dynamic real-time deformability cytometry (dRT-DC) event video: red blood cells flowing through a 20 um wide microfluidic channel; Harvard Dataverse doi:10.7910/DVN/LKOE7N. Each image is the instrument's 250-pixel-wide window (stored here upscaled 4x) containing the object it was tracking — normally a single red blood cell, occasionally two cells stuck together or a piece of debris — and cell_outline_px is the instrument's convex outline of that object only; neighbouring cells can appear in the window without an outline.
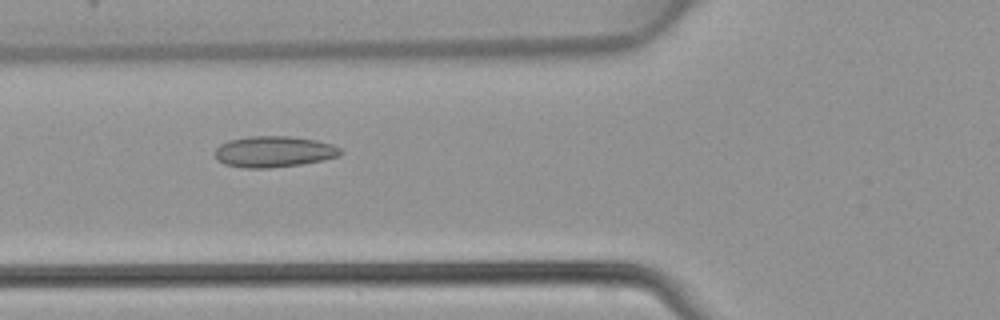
{"species": "common noctule bat (a hibernating species)", "species_latin": "Nyctalus noctula", "temperature_condition": "warm", "stored_images_in_passage": 46, "camera_frame_rate_fps": 3000, "um_per_image_px": 0.085, "animal": {"sex": "female", "body_mass_g": 22.7, "forearm_length_mm": 54.2}, "frame": {"image": 1, "passage_image": 17, "time_ms": 5.333, "image_size_px": [1000, 320], "cell_outline_px": [[344, 152], [340, 156], [324, 160], [300, 164], [272, 168], [240, 168], [224, 164], [216, 160], [212, 152], [220, 144], [228, 140], [248, 136], [288, 136], [316, 140], [332, 144], [340, 148]], "centroid_in_image_um": [23.24, 12.9], "position_along_channel_um": 102.6, "area_um2": 23.18}}
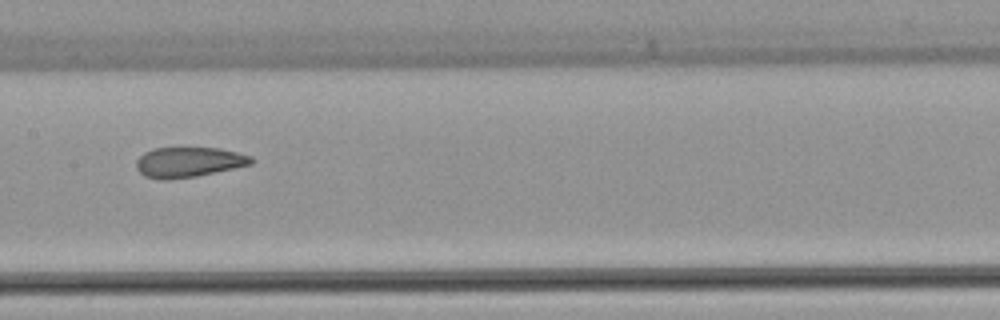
{"frame": {"image": 2, "passage_image": 23, "time_ms": 7.333, "image_size_px": [1000, 320], "cell_outline_px": [[256, 160], [252, 164], [196, 176], [168, 180], [160, 180], [144, 176], [136, 168], [136, 160], [144, 152], [152, 148], [220, 148], [252, 156]], "centroid_in_image_um": [16.02, 13.78], "position_along_channel_um": 191.4, "area_um2": 20.29}}
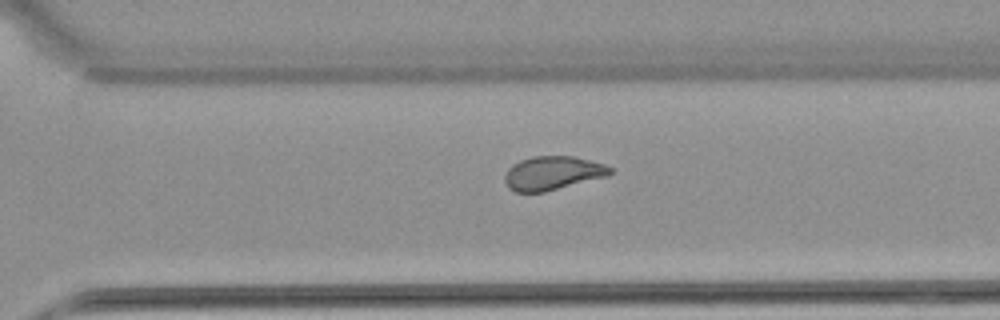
{"frame": {"image": 3, "passage_image": 32, "time_ms": 10.333, "image_size_px": [1000, 320], "cell_outline_px": [[612, 172], [608, 176], [544, 192], [516, 192], [508, 188], [504, 180], [504, 176], [508, 168], [512, 164], [520, 160], [532, 156], [572, 156], [604, 164], [612, 168]], "centroid_in_image_um": [46.94, 14.71], "position_along_channel_um": 323.7, "area_um2": 20.75}}